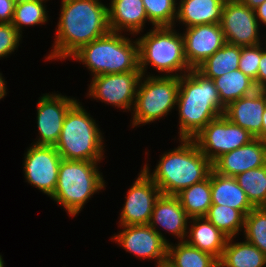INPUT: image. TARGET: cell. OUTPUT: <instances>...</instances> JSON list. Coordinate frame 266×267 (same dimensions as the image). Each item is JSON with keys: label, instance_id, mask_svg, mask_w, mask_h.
Listing matches in <instances>:
<instances>
[{"label": "cell", "instance_id": "cell-1", "mask_svg": "<svg viewBox=\"0 0 266 267\" xmlns=\"http://www.w3.org/2000/svg\"><path fill=\"white\" fill-rule=\"evenodd\" d=\"M56 37L45 58L67 59L81 47L110 32L108 7L99 0H61Z\"/></svg>", "mask_w": 266, "mask_h": 267}, {"label": "cell", "instance_id": "cell-2", "mask_svg": "<svg viewBox=\"0 0 266 267\" xmlns=\"http://www.w3.org/2000/svg\"><path fill=\"white\" fill-rule=\"evenodd\" d=\"M176 105L180 139H192L225 111L213 79L197 69L180 76Z\"/></svg>", "mask_w": 266, "mask_h": 267}, {"label": "cell", "instance_id": "cell-3", "mask_svg": "<svg viewBox=\"0 0 266 267\" xmlns=\"http://www.w3.org/2000/svg\"><path fill=\"white\" fill-rule=\"evenodd\" d=\"M179 141L180 146L162 154L154 172H150L147 163L142 168L164 195L176 196L182 190L208 178L213 169L212 162L192 139Z\"/></svg>", "mask_w": 266, "mask_h": 267}, {"label": "cell", "instance_id": "cell-4", "mask_svg": "<svg viewBox=\"0 0 266 267\" xmlns=\"http://www.w3.org/2000/svg\"><path fill=\"white\" fill-rule=\"evenodd\" d=\"M70 58L82 62L92 76L140 71L138 42L110 31L81 47Z\"/></svg>", "mask_w": 266, "mask_h": 267}, {"label": "cell", "instance_id": "cell-5", "mask_svg": "<svg viewBox=\"0 0 266 267\" xmlns=\"http://www.w3.org/2000/svg\"><path fill=\"white\" fill-rule=\"evenodd\" d=\"M93 161L62 159L59 165L58 182L50 197L64 207L68 215L76 217L95 193L105 188V180Z\"/></svg>", "mask_w": 266, "mask_h": 267}, {"label": "cell", "instance_id": "cell-6", "mask_svg": "<svg viewBox=\"0 0 266 267\" xmlns=\"http://www.w3.org/2000/svg\"><path fill=\"white\" fill-rule=\"evenodd\" d=\"M79 103L67 112L55 148L62 159L100 162L104 157V137L98 124Z\"/></svg>", "mask_w": 266, "mask_h": 267}, {"label": "cell", "instance_id": "cell-7", "mask_svg": "<svg viewBox=\"0 0 266 267\" xmlns=\"http://www.w3.org/2000/svg\"><path fill=\"white\" fill-rule=\"evenodd\" d=\"M174 28L153 27L137 38L139 69L144 76L150 64L158 72L167 73L166 76L180 77L191 70L185 57L183 35Z\"/></svg>", "mask_w": 266, "mask_h": 267}, {"label": "cell", "instance_id": "cell-8", "mask_svg": "<svg viewBox=\"0 0 266 267\" xmlns=\"http://www.w3.org/2000/svg\"><path fill=\"white\" fill-rule=\"evenodd\" d=\"M179 79L176 76H166L165 73L160 76H142L133 107V128L160 120L176 107Z\"/></svg>", "mask_w": 266, "mask_h": 267}, {"label": "cell", "instance_id": "cell-9", "mask_svg": "<svg viewBox=\"0 0 266 267\" xmlns=\"http://www.w3.org/2000/svg\"><path fill=\"white\" fill-rule=\"evenodd\" d=\"M254 136L224 115L210 121L192 140L212 163L221 155L250 143Z\"/></svg>", "mask_w": 266, "mask_h": 267}, {"label": "cell", "instance_id": "cell-10", "mask_svg": "<svg viewBox=\"0 0 266 267\" xmlns=\"http://www.w3.org/2000/svg\"><path fill=\"white\" fill-rule=\"evenodd\" d=\"M142 76L141 71L94 76L87 95L122 110H133Z\"/></svg>", "mask_w": 266, "mask_h": 267}, {"label": "cell", "instance_id": "cell-11", "mask_svg": "<svg viewBox=\"0 0 266 267\" xmlns=\"http://www.w3.org/2000/svg\"><path fill=\"white\" fill-rule=\"evenodd\" d=\"M61 160L54 146L33 144L25 153L23 162L26 182L51 197L57 186Z\"/></svg>", "mask_w": 266, "mask_h": 267}, {"label": "cell", "instance_id": "cell-12", "mask_svg": "<svg viewBox=\"0 0 266 267\" xmlns=\"http://www.w3.org/2000/svg\"><path fill=\"white\" fill-rule=\"evenodd\" d=\"M255 10L239 0H226L220 21L227 43L238 46H254L262 43L259 36Z\"/></svg>", "mask_w": 266, "mask_h": 267}, {"label": "cell", "instance_id": "cell-13", "mask_svg": "<svg viewBox=\"0 0 266 267\" xmlns=\"http://www.w3.org/2000/svg\"><path fill=\"white\" fill-rule=\"evenodd\" d=\"M161 194L159 187L142 169L127 192L119 226L149 224L154 205Z\"/></svg>", "mask_w": 266, "mask_h": 267}, {"label": "cell", "instance_id": "cell-14", "mask_svg": "<svg viewBox=\"0 0 266 267\" xmlns=\"http://www.w3.org/2000/svg\"><path fill=\"white\" fill-rule=\"evenodd\" d=\"M124 228L114 234L115 240L125 251L141 257V259H155L156 267L166 264L168 244L162 239L159 232L149 224L120 226Z\"/></svg>", "mask_w": 266, "mask_h": 267}, {"label": "cell", "instance_id": "cell-15", "mask_svg": "<svg viewBox=\"0 0 266 267\" xmlns=\"http://www.w3.org/2000/svg\"><path fill=\"white\" fill-rule=\"evenodd\" d=\"M37 103V128L39 146H54L59 140L63 123L69 109L78 101L61 94H43Z\"/></svg>", "mask_w": 266, "mask_h": 267}, {"label": "cell", "instance_id": "cell-16", "mask_svg": "<svg viewBox=\"0 0 266 267\" xmlns=\"http://www.w3.org/2000/svg\"><path fill=\"white\" fill-rule=\"evenodd\" d=\"M183 32L185 57L191 69H196L226 43L218 24H202L185 28Z\"/></svg>", "mask_w": 266, "mask_h": 267}, {"label": "cell", "instance_id": "cell-17", "mask_svg": "<svg viewBox=\"0 0 266 267\" xmlns=\"http://www.w3.org/2000/svg\"><path fill=\"white\" fill-rule=\"evenodd\" d=\"M264 165H266V142L258 138L221 155L212 163L216 173L231 177Z\"/></svg>", "mask_w": 266, "mask_h": 267}, {"label": "cell", "instance_id": "cell-18", "mask_svg": "<svg viewBox=\"0 0 266 267\" xmlns=\"http://www.w3.org/2000/svg\"><path fill=\"white\" fill-rule=\"evenodd\" d=\"M266 107V90H256L229 103L223 115L232 123L249 131L254 138L261 139L262 119Z\"/></svg>", "mask_w": 266, "mask_h": 267}, {"label": "cell", "instance_id": "cell-19", "mask_svg": "<svg viewBox=\"0 0 266 267\" xmlns=\"http://www.w3.org/2000/svg\"><path fill=\"white\" fill-rule=\"evenodd\" d=\"M189 220L190 217L186 214L177 196L161 194L154 205L149 225L159 232L162 239L169 244L158 227L160 226L166 232L168 231L167 233L170 232L178 237L177 239L180 238L179 241H185Z\"/></svg>", "mask_w": 266, "mask_h": 267}, {"label": "cell", "instance_id": "cell-20", "mask_svg": "<svg viewBox=\"0 0 266 267\" xmlns=\"http://www.w3.org/2000/svg\"><path fill=\"white\" fill-rule=\"evenodd\" d=\"M110 3L108 15L111 31L122 33L125 30L133 36L142 32L148 21L142 0H111Z\"/></svg>", "mask_w": 266, "mask_h": 267}, {"label": "cell", "instance_id": "cell-21", "mask_svg": "<svg viewBox=\"0 0 266 267\" xmlns=\"http://www.w3.org/2000/svg\"><path fill=\"white\" fill-rule=\"evenodd\" d=\"M226 0H180L175 21L186 28L202 24H218L221 21Z\"/></svg>", "mask_w": 266, "mask_h": 267}, {"label": "cell", "instance_id": "cell-22", "mask_svg": "<svg viewBox=\"0 0 266 267\" xmlns=\"http://www.w3.org/2000/svg\"><path fill=\"white\" fill-rule=\"evenodd\" d=\"M190 220L191 228L188 227L189 231H187L188 235H186L185 241L201 251L212 254L219 260L228 237L206 217H193Z\"/></svg>", "mask_w": 266, "mask_h": 267}, {"label": "cell", "instance_id": "cell-23", "mask_svg": "<svg viewBox=\"0 0 266 267\" xmlns=\"http://www.w3.org/2000/svg\"><path fill=\"white\" fill-rule=\"evenodd\" d=\"M212 204L240 210L245 216L254 208L236 179L211 171Z\"/></svg>", "mask_w": 266, "mask_h": 267}, {"label": "cell", "instance_id": "cell-24", "mask_svg": "<svg viewBox=\"0 0 266 267\" xmlns=\"http://www.w3.org/2000/svg\"><path fill=\"white\" fill-rule=\"evenodd\" d=\"M228 238L219 267H265L266 255L248 241L233 242ZM233 242V243H232Z\"/></svg>", "mask_w": 266, "mask_h": 267}, {"label": "cell", "instance_id": "cell-25", "mask_svg": "<svg viewBox=\"0 0 266 267\" xmlns=\"http://www.w3.org/2000/svg\"><path fill=\"white\" fill-rule=\"evenodd\" d=\"M166 265L168 267H219V262L212 254L201 251L186 241H179L176 245L168 244Z\"/></svg>", "mask_w": 266, "mask_h": 267}, {"label": "cell", "instance_id": "cell-26", "mask_svg": "<svg viewBox=\"0 0 266 267\" xmlns=\"http://www.w3.org/2000/svg\"><path fill=\"white\" fill-rule=\"evenodd\" d=\"M213 81L219 92L221 103L225 107L229 103L258 90L254 80L239 69L223 74L213 79Z\"/></svg>", "mask_w": 266, "mask_h": 267}, {"label": "cell", "instance_id": "cell-27", "mask_svg": "<svg viewBox=\"0 0 266 267\" xmlns=\"http://www.w3.org/2000/svg\"><path fill=\"white\" fill-rule=\"evenodd\" d=\"M241 55V46L225 43L212 56L208 57L196 69L204 76L215 79L230 71L237 70Z\"/></svg>", "mask_w": 266, "mask_h": 267}, {"label": "cell", "instance_id": "cell-28", "mask_svg": "<svg viewBox=\"0 0 266 267\" xmlns=\"http://www.w3.org/2000/svg\"><path fill=\"white\" fill-rule=\"evenodd\" d=\"M190 217H205L212 205L211 173L205 180L193 184L176 195Z\"/></svg>", "mask_w": 266, "mask_h": 267}, {"label": "cell", "instance_id": "cell-29", "mask_svg": "<svg viewBox=\"0 0 266 267\" xmlns=\"http://www.w3.org/2000/svg\"><path fill=\"white\" fill-rule=\"evenodd\" d=\"M205 217L228 238H235L244 229L245 215L228 206L212 204Z\"/></svg>", "mask_w": 266, "mask_h": 267}, {"label": "cell", "instance_id": "cell-30", "mask_svg": "<svg viewBox=\"0 0 266 267\" xmlns=\"http://www.w3.org/2000/svg\"><path fill=\"white\" fill-rule=\"evenodd\" d=\"M254 207H266V165L234 177Z\"/></svg>", "mask_w": 266, "mask_h": 267}, {"label": "cell", "instance_id": "cell-31", "mask_svg": "<svg viewBox=\"0 0 266 267\" xmlns=\"http://www.w3.org/2000/svg\"><path fill=\"white\" fill-rule=\"evenodd\" d=\"M46 1L43 0H17L12 24L22 35L24 26L44 25L48 21L45 7Z\"/></svg>", "mask_w": 266, "mask_h": 267}, {"label": "cell", "instance_id": "cell-32", "mask_svg": "<svg viewBox=\"0 0 266 267\" xmlns=\"http://www.w3.org/2000/svg\"><path fill=\"white\" fill-rule=\"evenodd\" d=\"M243 232L244 239L266 255V207H254L245 216Z\"/></svg>", "mask_w": 266, "mask_h": 267}, {"label": "cell", "instance_id": "cell-33", "mask_svg": "<svg viewBox=\"0 0 266 267\" xmlns=\"http://www.w3.org/2000/svg\"><path fill=\"white\" fill-rule=\"evenodd\" d=\"M153 27H174L176 18V0H142Z\"/></svg>", "mask_w": 266, "mask_h": 267}, {"label": "cell", "instance_id": "cell-34", "mask_svg": "<svg viewBox=\"0 0 266 267\" xmlns=\"http://www.w3.org/2000/svg\"><path fill=\"white\" fill-rule=\"evenodd\" d=\"M263 43L254 46H241V55L238 69L254 80L257 88L259 61L262 55Z\"/></svg>", "mask_w": 266, "mask_h": 267}, {"label": "cell", "instance_id": "cell-35", "mask_svg": "<svg viewBox=\"0 0 266 267\" xmlns=\"http://www.w3.org/2000/svg\"><path fill=\"white\" fill-rule=\"evenodd\" d=\"M21 38L22 35L12 23H0V58L12 54L18 48Z\"/></svg>", "mask_w": 266, "mask_h": 267}, {"label": "cell", "instance_id": "cell-36", "mask_svg": "<svg viewBox=\"0 0 266 267\" xmlns=\"http://www.w3.org/2000/svg\"><path fill=\"white\" fill-rule=\"evenodd\" d=\"M17 0H0V23H12Z\"/></svg>", "mask_w": 266, "mask_h": 267}, {"label": "cell", "instance_id": "cell-37", "mask_svg": "<svg viewBox=\"0 0 266 267\" xmlns=\"http://www.w3.org/2000/svg\"><path fill=\"white\" fill-rule=\"evenodd\" d=\"M265 49V50H264ZM257 89L266 90V48L262 47V55L259 61V70L257 75Z\"/></svg>", "mask_w": 266, "mask_h": 267}, {"label": "cell", "instance_id": "cell-38", "mask_svg": "<svg viewBox=\"0 0 266 267\" xmlns=\"http://www.w3.org/2000/svg\"><path fill=\"white\" fill-rule=\"evenodd\" d=\"M254 10L258 23L266 25V0Z\"/></svg>", "mask_w": 266, "mask_h": 267}, {"label": "cell", "instance_id": "cell-39", "mask_svg": "<svg viewBox=\"0 0 266 267\" xmlns=\"http://www.w3.org/2000/svg\"><path fill=\"white\" fill-rule=\"evenodd\" d=\"M241 3L247 5L251 9L260 6L265 0H239Z\"/></svg>", "mask_w": 266, "mask_h": 267}, {"label": "cell", "instance_id": "cell-40", "mask_svg": "<svg viewBox=\"0 0 266 267\" xmlns=\"http://www.w3.org/2000/svg\"><path fill=\"white\" fill-rule=\"evenodd\" d=\"M6 82H5V79L3 78L2 76V73H0V100L2 98H4V96H6L7 92V88H6Z\"/></svg>", "mask_w": 266, "mask_h": 267}, {"label": "cell", "instance_id": "cell-41", "mask_svg": "<svg viewBox=\"0 0 266 267\" xmlns=\"http://www.w3.org/2000/svg\"><path fill=\"white\" fill-rule=\"evenodd\" d=\"M261 140L266 142V107L262 119Z\"/></svg>", "mask_w": 266, "mask_h": 267}, {"label": "cell", "instance_id": "cell-42", "mask_svg": "<svg viewBox=\"0 0 266 267\" xmlns=\"http://www.w3.org/2000/svg\"><path fill=\"white\" fill-rule=\"evenodd\" d=\"M0 267H4V261L2 255H0Z\"/></svg>", "mask_w": 266, "mask_h": 267}]
</instances>
